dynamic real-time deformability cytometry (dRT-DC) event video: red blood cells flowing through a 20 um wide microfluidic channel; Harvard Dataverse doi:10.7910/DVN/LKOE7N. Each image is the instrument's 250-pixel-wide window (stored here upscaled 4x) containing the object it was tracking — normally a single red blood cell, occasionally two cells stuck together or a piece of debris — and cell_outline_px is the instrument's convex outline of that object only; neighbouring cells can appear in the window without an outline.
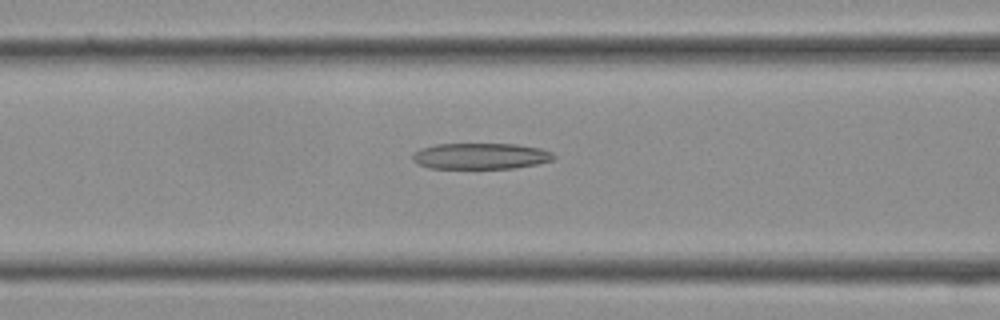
{"species": "Egyptian fruit bat (a non-hibernating species)", "species_latin": "Rousettus aegyptiacus", "temperature_condition": "cold", "stored_images_in_passage": 36, "camera_frame_rate_fps": 3000, "um_per_image_px": 0.085, "frame": {"image": 1, "passage_image": 14, "time_ms": 4.333, "image_size_px": [1000, 320], "cell_outline_px": [[556, 156], [552, 160], [536, 164], [516, 168], [428, 168], [416, 164], [412, 160], [412, 152], [420, 148], [436, 144], [516, 144], [540, 148], [552, 152]], "centroid_in_image_um": [40.81, 13.26], "position_along_channel_um": 125.8, "area_um2": 21.62}}
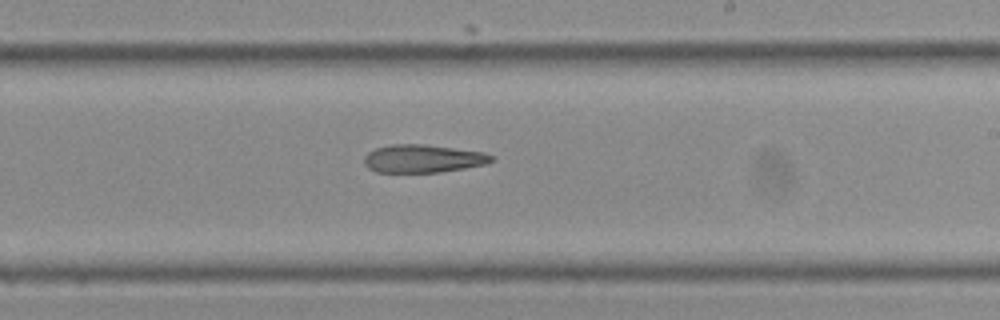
{"frame": {"image": 2, "passage_image": 21, "time_ms": 6.667, "image_size_px": [1000, 320], "cell_outline_px": [[496, 160], [488, 164], [440, 172], [376, 172], [368, 168], [364, 164], [364, 156], [368, 152], [376, 148], [392, 144], [424, 144], [484, 152], [496, 156]], "centroid_in_image_um": [35.99, 13.48], "position_along_channel_um": 253.0, "area_um2": 20.98}}
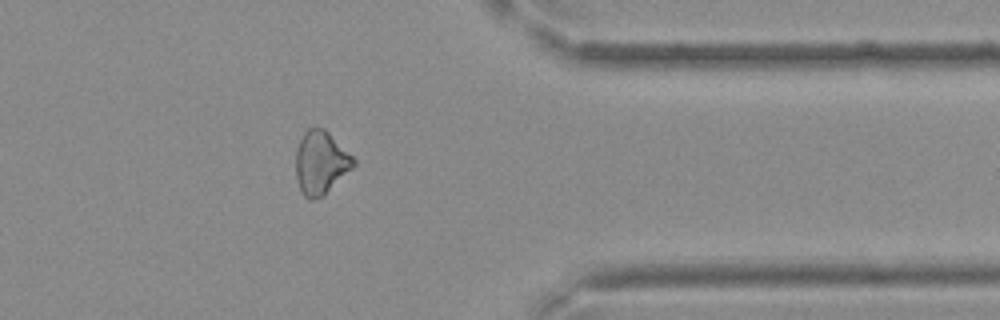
{"frame": {"image": 3, "passage_image": 29, "time_ms": 9.333, "image_size_px": [1000, 320], "cell_outline_px": [[356, 164], [324, 196], [312, 200], [308, 200], [304, 196], [296, 180], [296, 152], [300, 140], [304, 132], [308, 128], [324, 128], [356, 160]], "centroid_in_image_um": [27.25, 13.85], "position_along_channel_um": 384.1, "area_um2": 21.15}}